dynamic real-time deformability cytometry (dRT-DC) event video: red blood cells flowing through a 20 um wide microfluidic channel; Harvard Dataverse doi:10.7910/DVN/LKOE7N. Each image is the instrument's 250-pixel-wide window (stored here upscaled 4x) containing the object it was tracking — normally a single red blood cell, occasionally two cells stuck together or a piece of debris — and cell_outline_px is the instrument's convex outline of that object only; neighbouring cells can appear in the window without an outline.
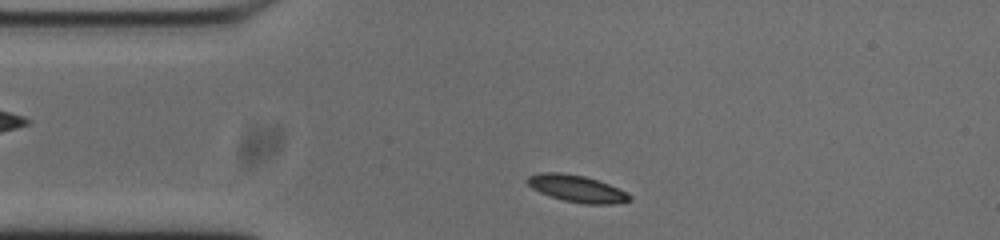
{"species": "common noctule bat (a hibernating species)", "species_latin": "Nyctalus noctula", "temperature_condition": "cold", "stored_images_in_passage": 44, "camera_frame_rate_fps": 3000, "um_per_image_px": 0.085, "animal": {"sex": "male", "body_mass_g": 20.0, "forearm_length_mm": 53.3}, "frame": {"image": 1, "passage_image": 1, "time_ms": 0.0, "image_size_px": [1000, 240], "cell_outline_px": [[632, 200], [616, 204], [584, 204], [564, 200], [548, 196], [532, 188], [528, 184], [528, 176], [540, 172], [560, 172], [584, 176], [608, 184], [628, 192], [632, 196]], "centroid_in_image_um": [49.06, 16.04], "position_along_channel_um": 35.9, "area_um2": 16.07}}
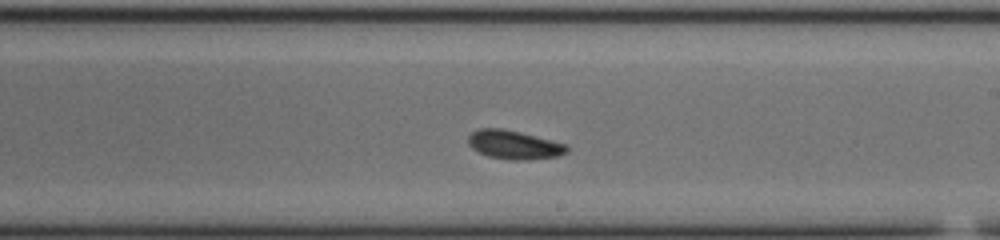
{"frame": {"image": 2, "passage_image": 20, "time_ms": 6.333, "image_size_px": [1000, 240], "cell_outline_px": [[568, 152], [556, 156], [528, 160], [512, 160], [488, 156], [472, 148], [468, 144], [468, 136], [472, 132], [480, 128], [500, 128], [520, 132], [568, 144]], "centroid_in_image_um": [43.7, 12.3], "position_along_channel_um": 245.3, "area_um2": 16.47}}
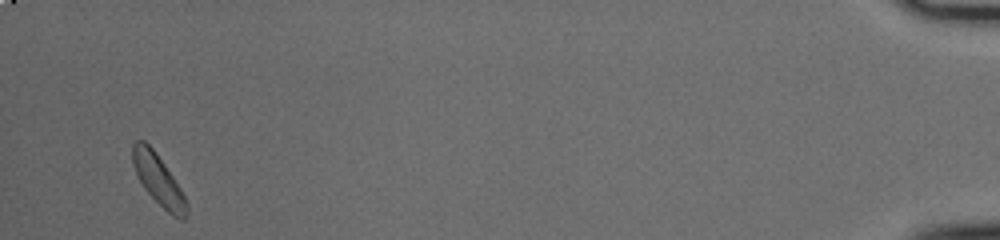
{"frame": {"image": 3, "passage_image": 42, "time_ms": 13.667, "image_size_px": [1000, 240], "cell_outline_px": [[188, 212], [184, 220], [180, 220], [172, 216], [144, 188], [132, 164], [132, 144], [136, 140], [144, 140], [156, 152], [180, 188], [188, 204]], "centroid_in_image_um": [13.46, 15.29], "position_along_channel_um": 421.7, "area_um2": 15.66}, "authors_computed_cell_mechanics": {"area_um2": 15.9528, "velocity_mm_per_s": 3.6912, "shape_relaxation_time_tau1_ms": 6.1441, "shape_relaxation_time_tau2_ms": 9.7945, "deformation_change_tau1": 0.1511, "deformation_change_tau2": 0.1656}}